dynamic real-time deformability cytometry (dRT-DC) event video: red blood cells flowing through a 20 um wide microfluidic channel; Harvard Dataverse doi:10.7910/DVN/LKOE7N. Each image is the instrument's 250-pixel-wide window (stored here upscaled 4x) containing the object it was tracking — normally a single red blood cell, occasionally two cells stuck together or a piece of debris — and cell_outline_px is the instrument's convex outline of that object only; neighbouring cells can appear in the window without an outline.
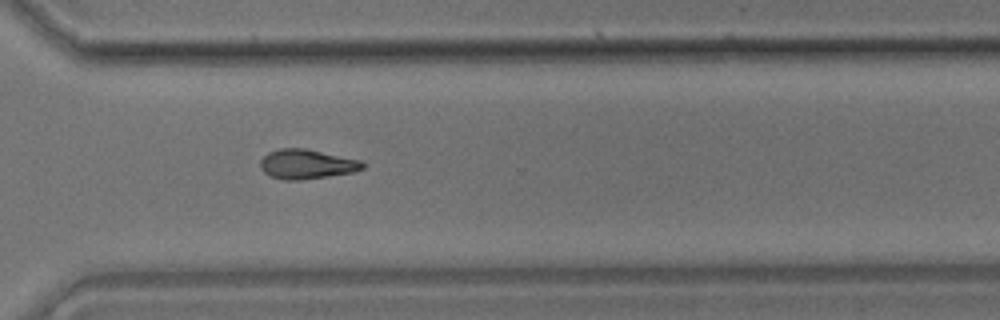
{"species": "common noctule bat (a hibernating species)", "species_latin": "Nyctalus noctula", "temperature_condition": "room temperature", "stored_images_in_passage": 20, "camera_frame_rate_fps": 3000, "um_per_image_px": 0.085, "animal": {"sex": "male", "body_mass_g": 17.9}, "frame": {"image": 1, "passage_image": 17, "time_ms": 5.333, "image_size_px": [1000, 320], "cell_outline_px": [[368, 164], [364, 168], [352, 172], [296, 180], [284, 180], [268, 176], [260, 168], [260, 160], [268, 152], [280, 148], [304, 148], [364, 160]], "centroid_in_image_um": [26.08, 13.94], "position_along_channel_um": 344.5, "area_um2": 17.74}}